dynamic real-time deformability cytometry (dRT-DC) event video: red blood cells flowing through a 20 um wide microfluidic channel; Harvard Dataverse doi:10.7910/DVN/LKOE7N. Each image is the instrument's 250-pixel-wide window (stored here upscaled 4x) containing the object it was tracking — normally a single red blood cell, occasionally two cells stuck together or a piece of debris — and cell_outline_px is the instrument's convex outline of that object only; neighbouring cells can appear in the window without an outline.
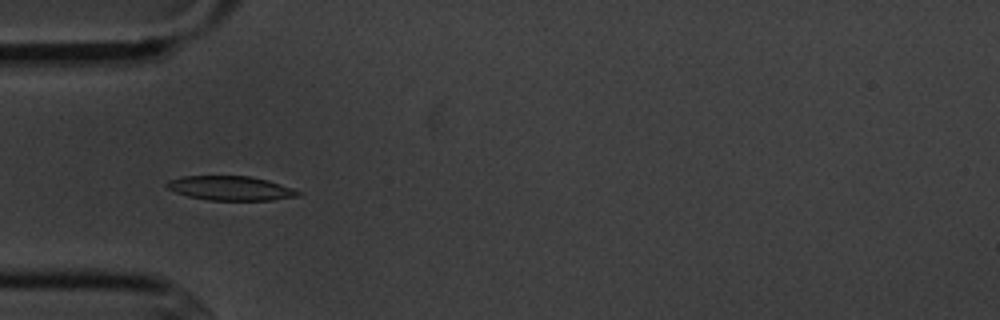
{"species": "common noctule bat (a hibernating species)", "species_latin": "Nyctalus noctula", "temperature_condition": "cold", "stored_images_in_passage": 5, "camera_frame_rate_fps": 3000, "um_per_image_px": 0.085, "animal": {"sex": "male", "body_mass_g": 20.1, "forearm_length_mm": 53.5}, "frame": {"image": 1, "passage_image": 3, "time_ms": 3.333, "image_size_px": [1000, 320], "cell_outline_px": [[304, 192], [300, 196], [272, 200], [208, 200], [188, 196], [176, 192], [168, 188], [164, 184], [168, 180], [184, 176], [248, 176], [268, 180]], "centroid_in_image_um": [19.62, 16.0], "position_along_channel_um": 65.4, "area_um2": 18.61}}
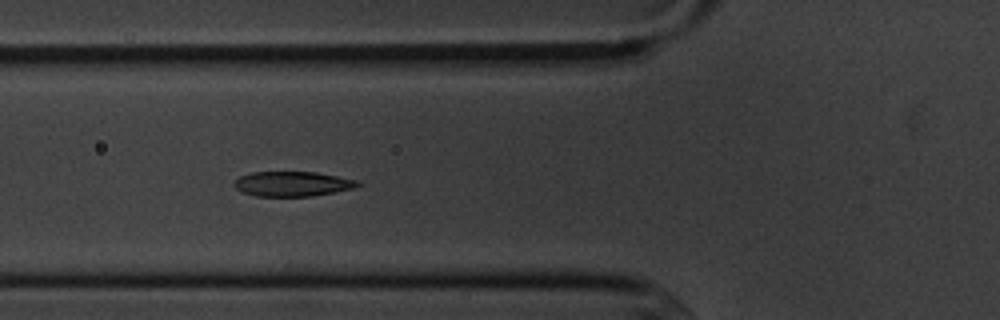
{"frame": {"image": 2, "passage_image": 4, "time_ms": 4.333, "image_size_px": [1000, 320], "cell_outline_px": [[360, 184], [352, 188], [312, 196], [256, 196], [244, 192], [236, 188], [232, 184], [240, 176], [252, 172], [316, 172], [356, 180]], "centroid_in_image_um": [24.81, 15.62], "position_along_channel_um": 101.0, "area_um2": 17.57}}
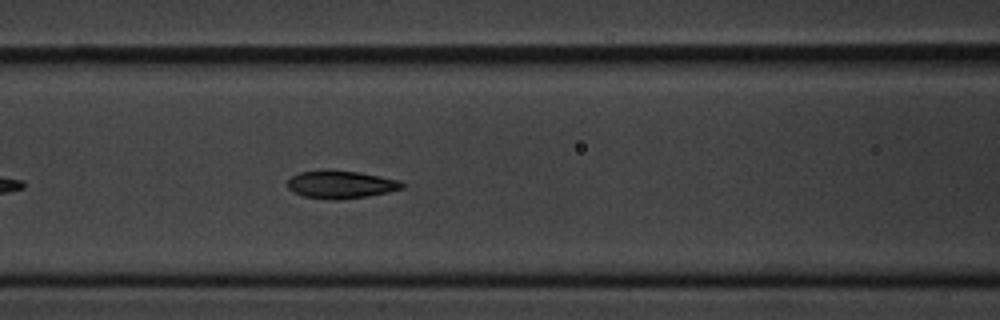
{"frame": {"image": 3, "passage_image": 5, "time_ms": 5.333, "image_size_px": [1000, 320], "cell_outline_px": [[408, 184], [404, 188], [388, 192], [368, 196], [340, 200], [332, 200], [304, 196], [288, 188], [288, 180], [292, 176], [300, 172], [328, 168], [360, 172], [400, 180]], "centroid_in_image_um": [29.02, 15.66], "position_along_channel_um": 137.6, "area_um2": 18.96}}